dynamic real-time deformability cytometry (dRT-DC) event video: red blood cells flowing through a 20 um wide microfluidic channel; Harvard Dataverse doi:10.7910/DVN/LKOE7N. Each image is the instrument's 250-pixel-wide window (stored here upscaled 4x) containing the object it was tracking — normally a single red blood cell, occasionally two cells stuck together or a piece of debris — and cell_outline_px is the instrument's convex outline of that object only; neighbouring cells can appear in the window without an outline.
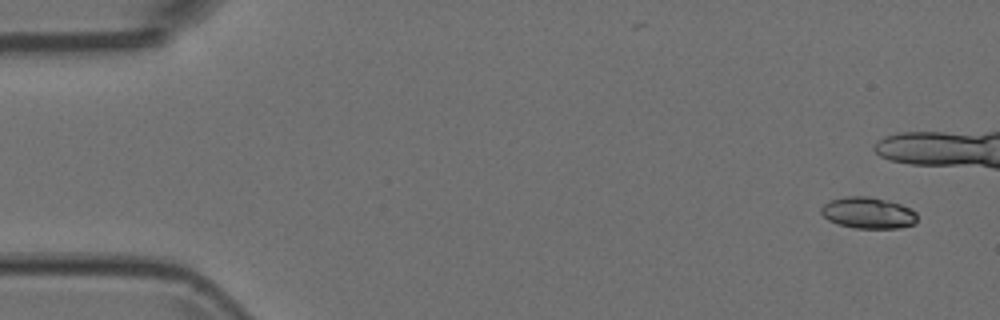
{"species": "Egyptian fruit bat (a non-hibernating species)", "species_latin": "Rousettus aegyptiacus", "temperature_condition": "room temperature", "stored_images_in_passage": 10, "camera_frame_rate_fps": 3000, "um_per_image_px": 0.085, "animal": {"sex": "female"}, "frame": {"image": 1, "passage_image": 1, "time_ms": 0.0, "image_size_px": [1000, 320], "cell_outline_px": [[916, 224], [900, 228], [856, 228], [836, 224], [828, 220], [820, 212], [820, 208], [828, 200], [844, 196], [868, 196], [888, 200], [912, 208], [916, 212]], "centroid_in_image_um": [73.78, 18.09], "position_along_channel_um": 11.2, "area_um2": 17.86}}
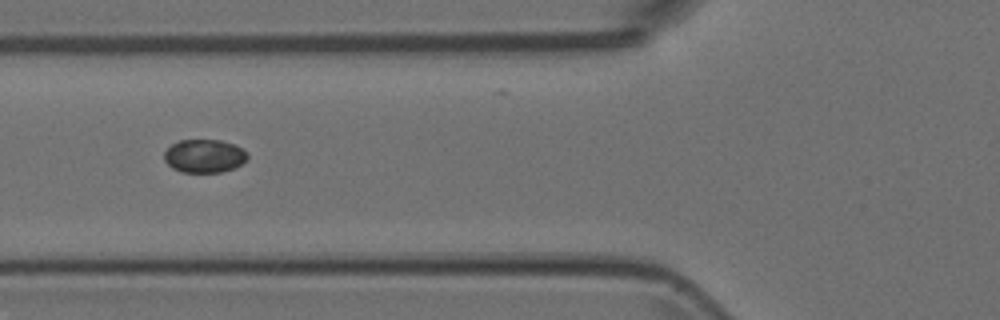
{"frame": {"image": 2, "passage_image": 7, "time_ms": 2.0, "image_size_px": [1000, 320], "cell_outline_px": [[248, 156], [240, 164], [232, 168], [220, 172], [180, 172], [172, 168], [164, 160], [164, 152], [172, 144], [180, 140], [220, 140], [232, 144], [248, 152]], "centroid_in_image_um": [17.33, 13.26], "position_along_channel_um": 108.5, "area_um2": 15.95}}
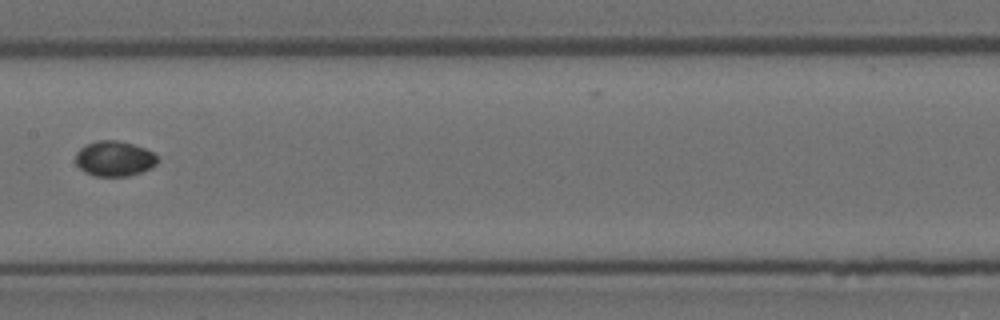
{"frame": {"image": 3, "passage_image": 9, "time_ms": 2.667, "image_size_px": [1000, 320], "cell_outline_px": [[156, 164], [140, 172], [128, 176], [96, 176], [84, 172], [76, 164], [76, 152], [84, 144], [96, 140], [120, 140], [144, 148], [152, 152], [156, 156]], "centroid_in_image_um": [9.66, 13.47], "position_along_channel_um": 197.7, "area_um2": 16.76}}